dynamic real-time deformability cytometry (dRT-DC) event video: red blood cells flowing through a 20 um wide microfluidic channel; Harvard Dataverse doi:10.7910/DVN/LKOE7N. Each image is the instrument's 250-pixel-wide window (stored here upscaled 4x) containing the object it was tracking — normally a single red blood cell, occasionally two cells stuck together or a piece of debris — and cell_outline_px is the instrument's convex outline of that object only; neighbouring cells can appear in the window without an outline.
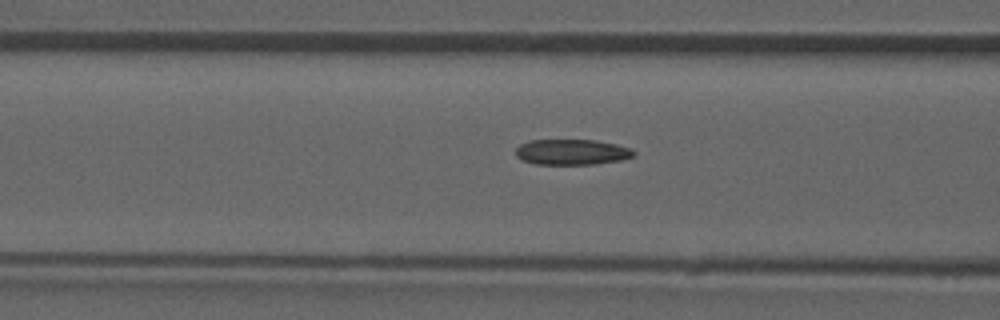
{"species": "common noctule bat (a hibernating species)", "species_latin": "Nyctalus noctula", "temperature_condition": "room temperature", "stored_images_in_passage": 14, "camera_frame_rate_fps": 3000, "um_per_image_px": 0.085, "animal": {"sex": "male", "forearm_length_mm": 52.5}, "frame": {"image": 1, "passage_image": 12, "time_ms": 3.667, "image_size_px": [1000, 320], "cell_outline_px": [[636, 152], [632, 156], [620, 160], [592, 164], [536, 164], [524, 160], [516, 156], [516, 148], [520, 144], [528, 140], [596, 140], [616, 144], [632, 148]], "centroid_in_image_um": [48.6, 12.91], "position_along_channel_um": 118.0, "area_um2": 17.51}}